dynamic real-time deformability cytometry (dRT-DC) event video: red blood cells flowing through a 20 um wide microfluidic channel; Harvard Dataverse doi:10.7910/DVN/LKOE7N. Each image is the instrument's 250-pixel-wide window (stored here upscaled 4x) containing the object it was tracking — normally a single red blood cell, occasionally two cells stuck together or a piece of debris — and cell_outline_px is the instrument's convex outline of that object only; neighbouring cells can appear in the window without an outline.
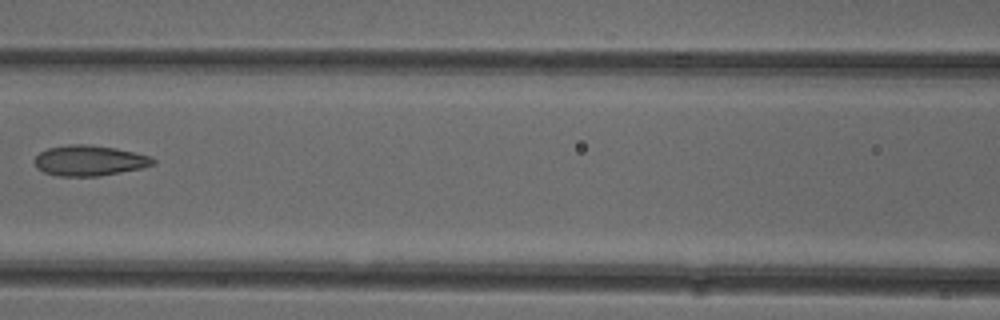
{"species": "common noctule bat (a hibernating species)", "species_latin": "Nyctalus noctula", "temperature_condition": "cold", "stored_images_in_passage": 7, "camera_frame_rate_fps": 3000, "um_per_image_px": 0.085, "animal": {"sex": "female"}, "frame": {"image": 1, "passage_image": 6, "time_ms": 7.333, "image_size_px": [1000, 320], "cell_outline_px": [[156, 164], [140, 168], [120, 172], [96, 176], [60, 176], [44, 172], [36, 168], [36, 156], [40, 152], [48, 148], [68, 144], [88, 144], [116, 148], [152, 156], [156, 160]], "centroid_in_image_um": [7.62, 13.64], "position_along_channel_um": 159.0, "area_um2": 20.98}}
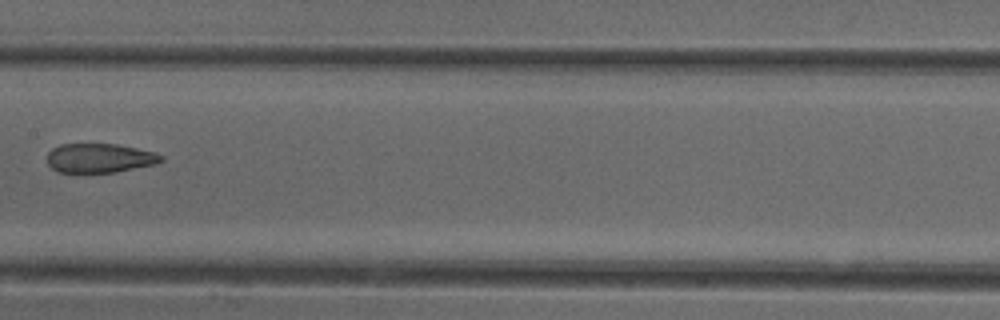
{"frame": {"image": 2, "passage_image": 7, "time_ms": 8.333, "image_size_px": [1000, 320], "cell_outline_px": [[164, 160], [156, 164], [116, 172], [56, 172], [48, 164], [48, 152], [52, 148], [60, 144], [116, 144], [156, 152], [164, 156]], "centroid_in_image_um": [8.49, 13.43], "position_along_channel_um": 198.9, "area_um2": 19.48}}